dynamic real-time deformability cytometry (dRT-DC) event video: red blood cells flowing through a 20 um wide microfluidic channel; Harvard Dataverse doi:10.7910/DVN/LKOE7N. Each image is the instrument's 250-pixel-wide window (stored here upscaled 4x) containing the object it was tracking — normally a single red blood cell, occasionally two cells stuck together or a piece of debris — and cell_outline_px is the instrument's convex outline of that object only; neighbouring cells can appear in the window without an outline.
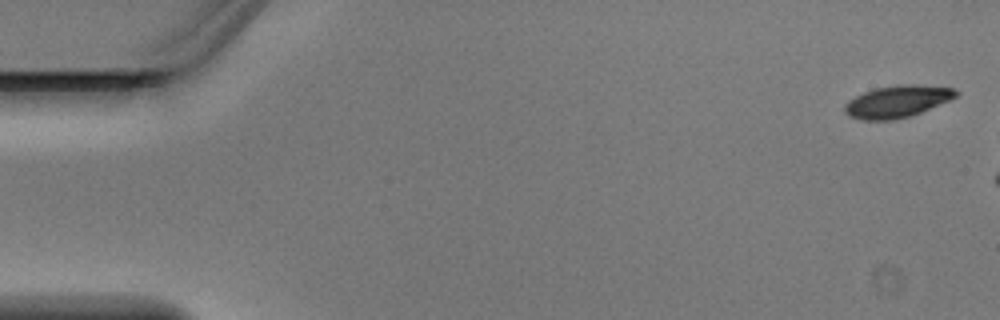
{"species": "Egyptian fruit bat (a non-hibernating species)", "species_latin": "Rousettus aegyptiacus", "temperature_condition": "warm", "stored_images_in_passage": 3, "segment_of_instrument_passage": [2, 2], "camera_frame_rate_fps": 3000, "um_per_image_px": 0.085, "animal": {"sex": "male"}, "frame": {"image": 1, "passage_image": 3, "time_ms": 0.667, "image_size_px": [1000, 320], "cell_outline_px": [[960, 92], [956, 96], [948, 100], [920, 112], [908, 116], [892, 120], [860, 120], [848, 116], [844, 112], [844, 104], [848, 100], [864, 92], [876, 88], [896, 84], [916, 84], [952, 88]], "centroid_in_image_um": [76.21, 8.62], "position_along_channel_um": 8.8, "area_um2": 20.63}}